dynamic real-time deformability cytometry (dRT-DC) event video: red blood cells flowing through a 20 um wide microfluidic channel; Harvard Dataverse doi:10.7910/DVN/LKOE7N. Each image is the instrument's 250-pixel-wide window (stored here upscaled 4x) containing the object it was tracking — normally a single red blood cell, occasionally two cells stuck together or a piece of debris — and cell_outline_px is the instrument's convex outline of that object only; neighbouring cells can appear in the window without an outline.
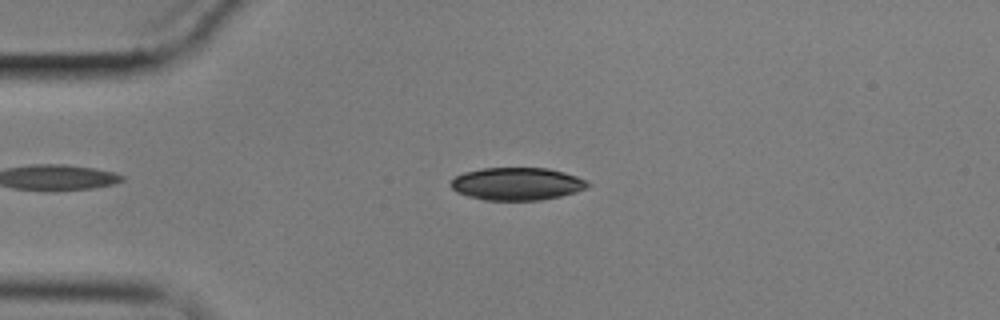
{"species": "common noctule bat (a hibernating species)", "species_latin": "Nyctalus noctula", "temperature_condition": "cold", "stored_images_in_passage": 4, "camera_frame_rate_fps": 3000, "um_per_image_px": 0.085, "animal": {"sex": "male", "body_mass_g": 17.9}, "frame": {"image": 1, "passage_image": 3, "time_ms": 2.333, "image_size_px": [1000, 320], "cell_outline_px": [[592, 184], [588, 188], [576, 192], [560, 196], [540, 200], [484, 200], [468, 196], [456, 192], [452, 188], [452, 180], [456, 176], [464, 172], [484, 168], [548, 168], [564, 172], [588, 180]], "centroid_in_image_um": [43.99, 15.63], "position_along_channel_um": 41.0, "area_um2": 26.13}}